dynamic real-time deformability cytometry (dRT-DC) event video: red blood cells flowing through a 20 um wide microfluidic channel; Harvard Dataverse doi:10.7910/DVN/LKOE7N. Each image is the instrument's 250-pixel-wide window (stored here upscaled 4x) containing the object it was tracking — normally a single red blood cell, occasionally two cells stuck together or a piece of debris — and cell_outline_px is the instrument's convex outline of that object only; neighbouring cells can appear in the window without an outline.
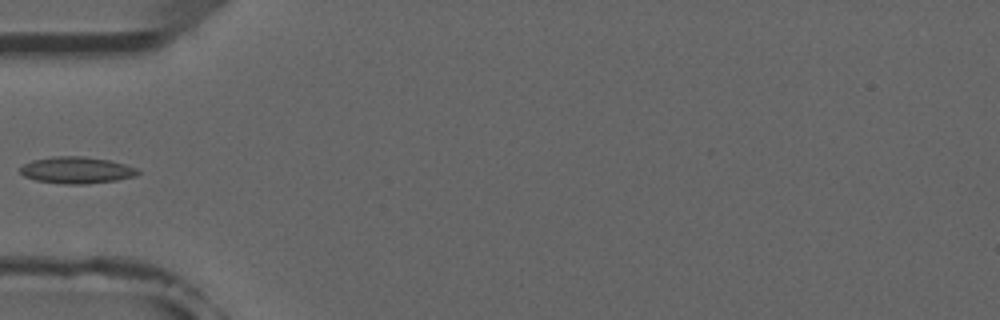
{"species": "common noctule bat (a hibernating species)", "species_latin": "Nyctalus noctula", "temperature_condition": "room temperature", "stored_images_in_passage": 7, "camera_frame_rate_fps": 3000, "um_per_image_px": 0.085, "animal": {"sex": "male", "forearm_length_mm": 52.5}, "frame": {"image": 1, "passage_image": 6, "time_ms": 5.667, "image_size_px": [1000, 320], "cell_outline_px": [[140, 172], [136, 176], [116, 180], [88, 184], [64, 184], [36, 180], [24, 176], [20, 172], [20, 168], [24, 164], [32, 160], [52, 156], [84, 156], [108, 160], [124, 164], [136, 168]], "centroid_in_image_um": [6.5, 14.46], "position_along_channel_um": 78.5, "area_um2": 18.26}}
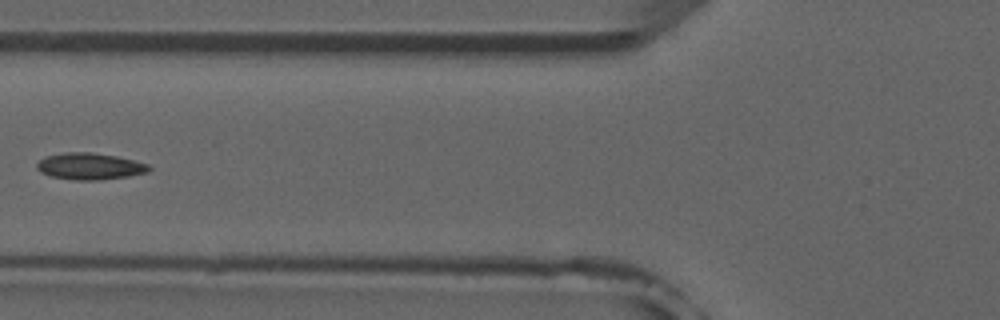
{"frame": {"image": 2, "passage_image": 7, "time_ms": 6.667, "image_size_px": [1000, 320], "cell_outline_px": [[152, 168], [148, 172], [128, 176], [100, 180], [76, 180], [52, 176], [40, 172], [36, 168], [36, 164], [44, 156], [64, 152], [92, 152], [116, 156], [148, 164]], "centroid_in_image_um": [7.61, 14.13], "position_along_channel_um": 118.2, "area_um2": 17.4}}